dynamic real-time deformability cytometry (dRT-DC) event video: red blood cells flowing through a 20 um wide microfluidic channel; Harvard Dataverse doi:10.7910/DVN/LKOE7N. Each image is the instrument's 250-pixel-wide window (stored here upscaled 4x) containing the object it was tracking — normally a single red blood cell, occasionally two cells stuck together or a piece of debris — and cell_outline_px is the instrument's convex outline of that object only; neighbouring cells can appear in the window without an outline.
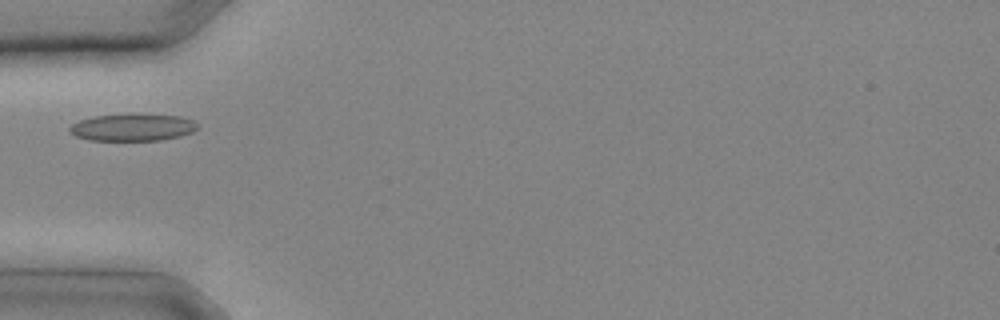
{"species": "common noctule bat (a hibernating species)", "species_latin": "Nyctalus noctula", "temperature_condition": "cold", "stored_images_in_passage": 7, "camera_frame_rate_fps": 3000, "um_per_image_px": 0.085, "animal": {"sex": "male", "body_mass_g": 20.4}, "frame": {"image": 1, "passage_image": 6, "time_ms": 1.667, "image_size_px": [1000, 320], "cell_outline_px": [[200, 124], [192, 132], [180, 136], [160, 140], [88, 140], [76, 136], [68, 132], [68, 128], [72, 124], [80, 120], [96, 116], [180, 116], [192, 120]], "centroid_in_image_um": [11.25, 10.86], "position_along_channel_um": 73.7, "area_um2": 19.48}}